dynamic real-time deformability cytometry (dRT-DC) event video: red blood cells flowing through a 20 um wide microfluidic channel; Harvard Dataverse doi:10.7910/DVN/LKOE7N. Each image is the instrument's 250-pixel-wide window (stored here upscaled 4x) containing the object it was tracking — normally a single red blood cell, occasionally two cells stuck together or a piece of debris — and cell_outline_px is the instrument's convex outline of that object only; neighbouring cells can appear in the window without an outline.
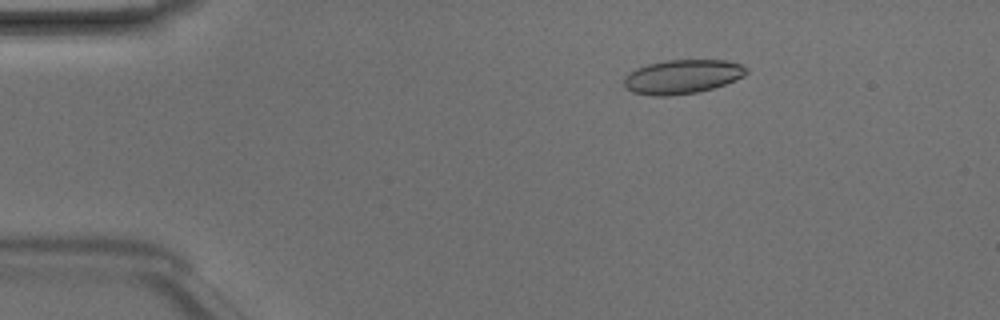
{"species": "Egyptian fruit bat (a non-hibernating species)", "species_latin": "Rousettus aegyptiacus", "temperature_condition": "room temperature", "stored_images_in_passage": 48, "camera_frame_rate_fps": 3000, "um_per_image_px": 0.085, "animal": {"sex": "male"}, "frame": {"image": 1, "passage_image": 8, "time_ms": 2.333, "image_size_px": [1000, 320], "cell_outline_px": [[748, 72], [744, 76], [736, 80], [712, 88], [696, 92], [668, 96], [652, 96], [632, 92], [624, 88], [624, 76], [628, 72], [636, 68], [648, 64], [664, 60], [724, 60], [740, 64], [748, 68]], "centroid_in_image_um": [57.96, 6.52], "position_along_channel_um": 27.0, "area_um2": 24.45}}
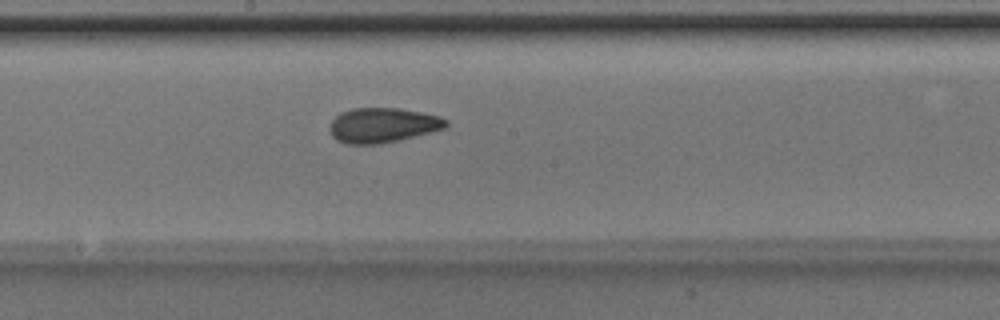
{"frame": {"image": 2, "passage_image": 26, "time_ms": 8.333, "image_size_px": [1000, 320], "cell_outline_px": [[448, 124], [444, 128], [400, 140], [376, 144], [348, 144], [336, 140], [332, 136], [328, 128], [332, 120], [340, 112], [352, 108], [400, 108], [440, 116], [448, 120]], "centroid_in_image_um": [32.5, 10.64], "position_along_channel_um": 215.7, "area_um2": 23.64}}
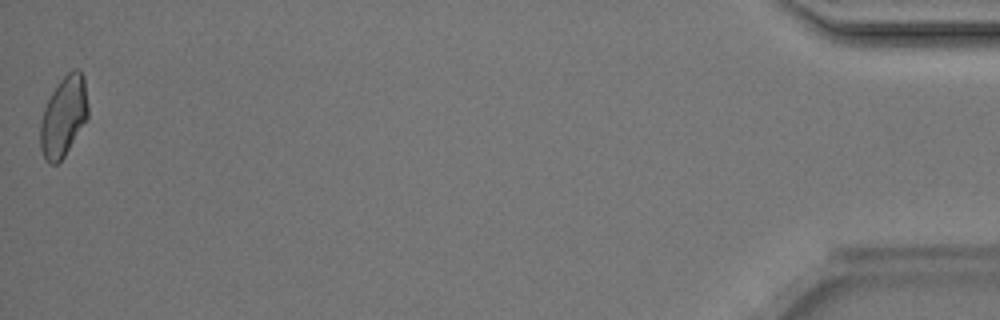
{"frame": {"image": 3, "passage_image": 48, "time_ms": 15.667, "image_size_px": [1000, 320], "cell_outline_px": [[88, 116], [64, 156], [56, 164], [48, 164], [44, 160], [40, 148], [40, 124], [44, 108], [52, 92], [60, 80], [68, 72], [76, 68], [80, 68], [84, 76], [88, 104]], "centroid_in_image_um": [5.4, 9.88], "position_along_channel_um": 429.8, "area_um2": 22.25}, "authors_computed_cell_mechanics": {"area_um2": 23.0622, "velocity_mm_per_s": 4.2113, "shape_relaxation_time_tau1_ms": 8.2186, "shape_relaxation_time_tau2_ms": 1.7194, "deformation_change_tau1": 0.1758, "deformation_change_tau2": 0.0869}}